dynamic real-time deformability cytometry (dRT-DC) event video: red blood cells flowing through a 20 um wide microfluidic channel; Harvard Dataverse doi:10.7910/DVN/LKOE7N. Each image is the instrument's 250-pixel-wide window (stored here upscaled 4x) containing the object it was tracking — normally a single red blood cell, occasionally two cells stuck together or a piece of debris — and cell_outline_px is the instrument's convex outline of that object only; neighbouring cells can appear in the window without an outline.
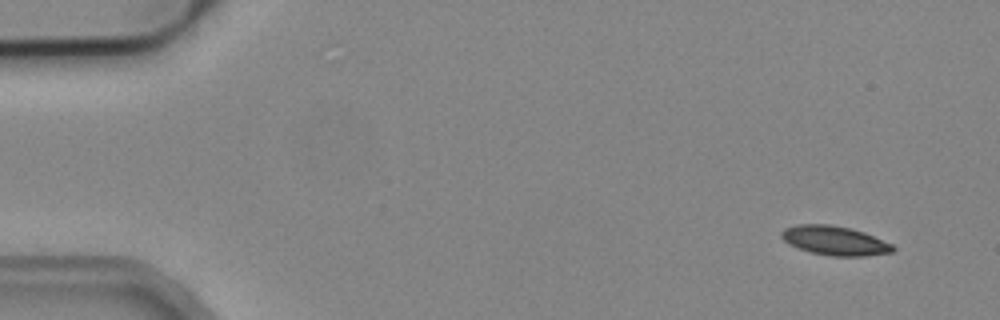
{"species": "common noctule bat (a hibernating species)", "species_latin": "Nyctalus noctula", "temperature_condition": "cold", "stored_images_in_passage": 4, "camera_frame_rate_fps": 3000, "um_per_image_px": 0.085, "animal": {"sex": "male", "body_mass_g": 19.2, "forearm_length_mm": 51.8}, "frame": {"image": 1, "passage_image": 1, "time_ms": 0.0, "image_size_px": [1000, 320], "cell_outline_px": [[896, 248], [892, 252], [864, 256], [832, 256], [812, 252], [788, 244], [780, 236], [780, 232], [784, 228], [796, 224], [828, 224], [848, 228], [864, 232], [892, 244]], "centroid_in_image_um": [70.93, 20.44], "position_along_channel_um": 14.1, "area_um2": 18.84}}
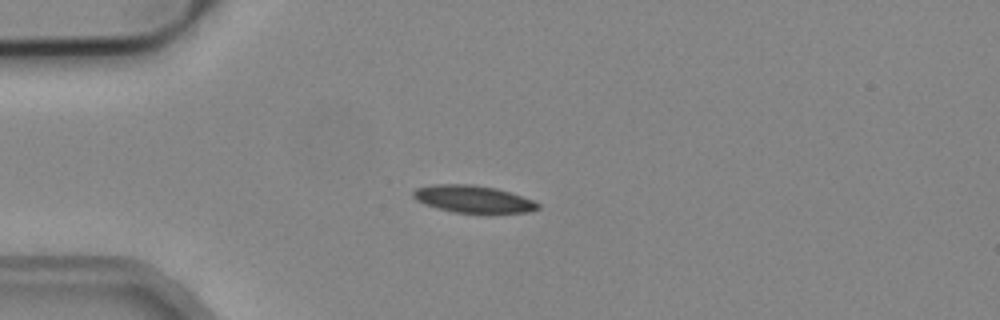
{"frame": {"image": 2, "passage_image": 4, "time_ms": 1.0, "image_size_px": [1000, 320], "cell_outline_px": [[540, 208], [528, 212], [492, 216], [484, 216], [452, 212], [436, 208], [424, 204], [416, 200], [412, 196], [412, 192], [416, 188], [432, 184], [472, 184], [496, 188], [532, 200], [540, 204]], "centroid_in_image_um": [40.23, 16.98], "position_along_channel_um": 44.8, "area_um2": 20.81}}